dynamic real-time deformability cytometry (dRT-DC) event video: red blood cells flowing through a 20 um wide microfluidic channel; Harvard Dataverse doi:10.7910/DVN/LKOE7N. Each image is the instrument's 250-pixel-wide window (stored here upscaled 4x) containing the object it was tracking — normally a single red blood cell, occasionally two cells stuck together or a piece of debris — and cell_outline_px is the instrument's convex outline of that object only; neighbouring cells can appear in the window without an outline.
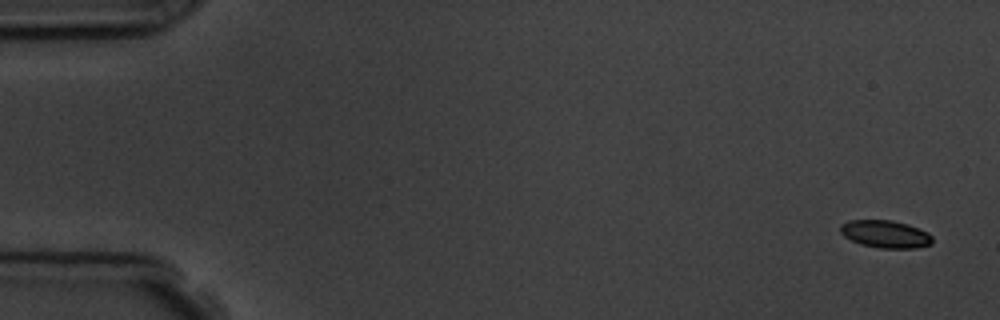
{"species": "common noctule bat (a hibernating species)", "species_latin": "Nyctalus noctula", "temperature_condition": "room temperature", "stored_images_in_passage": 5, "camera_frame_rate_fps": 3000, "um_per_image_px": 0.085, "animal": {"sex": "male", "body_mass_g": 19.5, "forearm_length_mm": 54.6}, "frame": {"image": 1, "passage_image": 1, "time_ms": 0.0, "image_size_px": [1000, 320], "cell_outline_px": [[932, 244], [916, 248], [880, 248], [860, 244], [844, 236], [840, 232], [840, 224], [848, 220], [892, 220], [908, 224], [920, 228], [928, 232], [932, 236]], "centroid_in_image_um": [75.27, 19.89], "position_along_channel_um": 9.7, "area_um2": 14.91}}
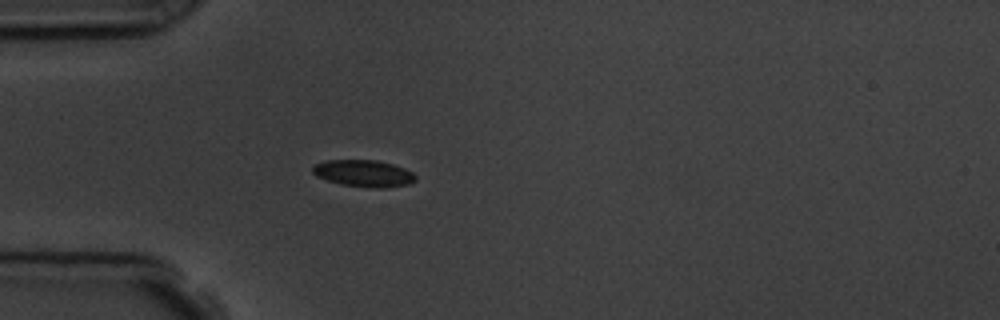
{"frame": {"image": 2, "passage_image": 5, "time_ms": 4.667, "image_size_px": [1000, 320], "cell_outline_px": [[416, 180], [408, 184], [388, 188], [376, 188], [340, 184], [316, 176], [312, 172], [312, 168], [316, 164], [324, 160], [376, 160], [392, 164], [404, 168], [412, 172], [416, 176]], "centroid_in_image_um": [30.92, 14.74], "position_along_channel_um": 54.1, "area_um2": 16.07}}